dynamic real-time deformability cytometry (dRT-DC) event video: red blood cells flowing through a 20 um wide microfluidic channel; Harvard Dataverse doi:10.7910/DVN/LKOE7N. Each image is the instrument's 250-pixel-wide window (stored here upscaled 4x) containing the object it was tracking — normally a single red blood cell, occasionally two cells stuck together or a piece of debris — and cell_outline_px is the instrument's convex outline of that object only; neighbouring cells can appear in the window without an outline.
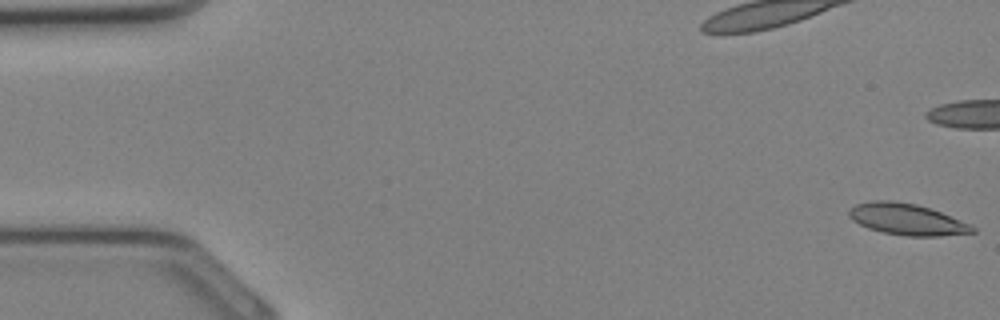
{"species": "Egyptian fruit bat (a non-hibernating species)", "species_latin": "Rousettus aegyptiacus", "temperature_condition": "cold", "stored_images_in_passage": 11, "camera_frame_rate_fps": 3000, "um_per_image_px": 0.085, "animal": {"sex": "female"}, "frame": {"image": 1, "passage_image": 1, "time_ms": 0.0, "image_size_px": [1000, 320], "cell_outline_px": [[976, 232], [940, 236], [908, 236], [884, 232], [868, 228], [852, 220], [848, 216], [848, 212], [856, 204], [872, 200], [892, 200], [916, 204], [940, 212], [972, 224], [976, 228]], "centroid_in_image_um": [77.1, 18.64], "position_along_channel_um": 7.9, "area_um2": 22.48}}